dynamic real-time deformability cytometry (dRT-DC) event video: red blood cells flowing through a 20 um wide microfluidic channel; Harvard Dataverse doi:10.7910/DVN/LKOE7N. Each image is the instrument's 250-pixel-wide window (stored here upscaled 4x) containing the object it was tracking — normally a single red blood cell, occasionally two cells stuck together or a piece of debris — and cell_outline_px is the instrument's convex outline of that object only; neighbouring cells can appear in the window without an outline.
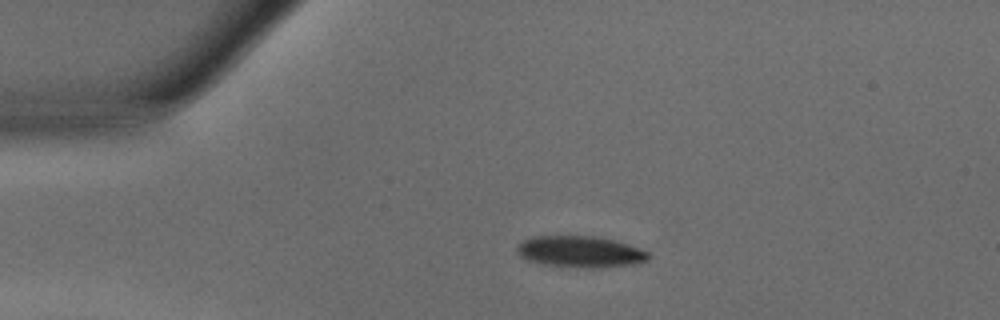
{"species": "common noctule bat (a hibernating species)", "species_latin": "Nyctalus noctula", "temperature_condition": "warm", "stored_images_in_passage": 29, "camera_frame_rate_fps": 3000, "um_per_image_px": 0.085, "animal": {"sex": "male", "body_mass_g": 15.6}, "frame": {"image": 1, "passage_image": 1, "time_ms": 0.0, "image_size_px": [1000, 320], "cell_outline_px": [[652, 256], [648, 260], [632, 264], [596, 268], [592, 268], [536, 264], [520, 256], [516, 252], [516, 248], [524, 240], [532, 236], [592, 236], [616, 240], [628, 244], [648, 252]], "centroid_in_image_um": [49.3, 21.4], "position_along_channel_um": 35.7, "area_um2": 24.1}}
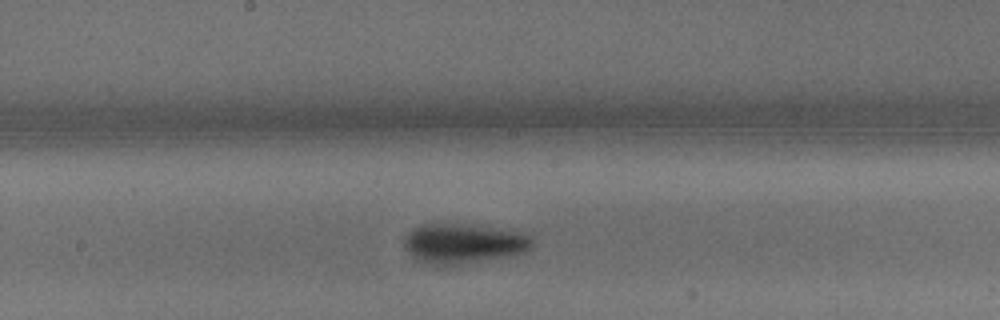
{"frame": {"image": 2, "passage_image": 16, "time_ms": 5.0, "image_size_px": [1000, 320], "cell_outline_px": [[532, 244], [524, 252], [436, 268], [424, 264], [416, 260], [404, 248], [404, 236], [412, 228], [420, 224], [472, 224], [528, 232], [532, 236]], "centroid_in_image_um": [39.33, 20.69], "position_along_channel_um": 208.9, "area_um2": 30.23}}
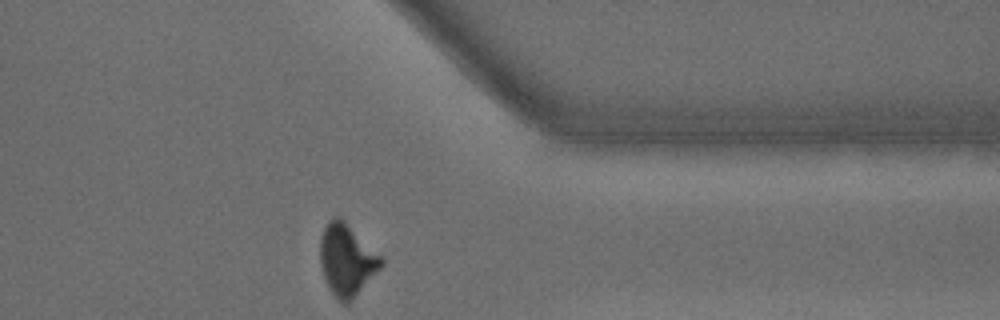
{"frame": {"image": 3, "passage_image": 29, "time_ms": 9.333, "image_size_px": [1000, 320], "cell_outline_px": [[384, 264], [352, 300], [344, 304], [332, 292], [324, 276], [320, 264], [320, 240], [324, 228], [328, 220], [332, 216], [340, 216], [384, 256]], "centroid_in_image_um": [29.51, 22.03], "position_along_channel_um": 381.9, "area_um2": 25.66}, "authors_computed_cell_mechanics": {"area_um2": 27.6284, "velocity_mm_per_s": 4.2105, "shape_relaxation_time_tau1_ms": 1.9307, "shape_relaxation_time_tau2_ms": 6.8073, "deformation_change_tau1": 0.1525, "deformation_change_tau2": 0.1214}}